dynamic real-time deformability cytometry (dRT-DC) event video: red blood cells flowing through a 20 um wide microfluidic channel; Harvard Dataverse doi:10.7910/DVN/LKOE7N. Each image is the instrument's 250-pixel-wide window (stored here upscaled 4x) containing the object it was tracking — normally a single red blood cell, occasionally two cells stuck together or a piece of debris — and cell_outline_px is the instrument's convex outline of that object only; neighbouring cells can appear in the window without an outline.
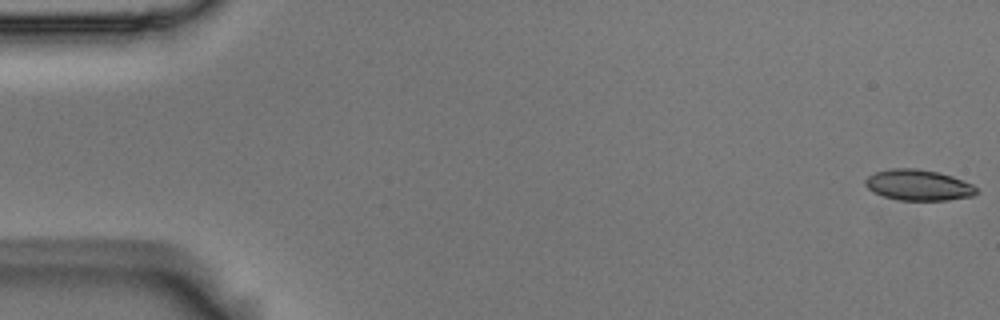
{"species": "Egyptian fruit bat (a non-hibernating species)", "species_latin": "Rousettus aegyptiacus", "temperature_condition": "room temperature", "stored_images_in_passage": 55, "camera_frame_rate_fps": 3000, "um_per_image_px": 0.085, "animal": {"sex": "male"}, "frame": {"image": 1, "passage_image": 1, "time_ms": 0.0, "image_size_px": [1000, 320], "cell_outline_px": [[976, 192], [972, 196], [948, 200], [900, 200], [884, 196], [872, 192], [864, 184], [864, 180], [868, 176], [876, 172], [892, 168], [916, 168], [936, 172], [952, 176], [972, 184], [976, 188]], "centroid_in_image_um": [78.03, 15.73], "position_along_channel_um": 7.0, "area_um2": 19.83}}
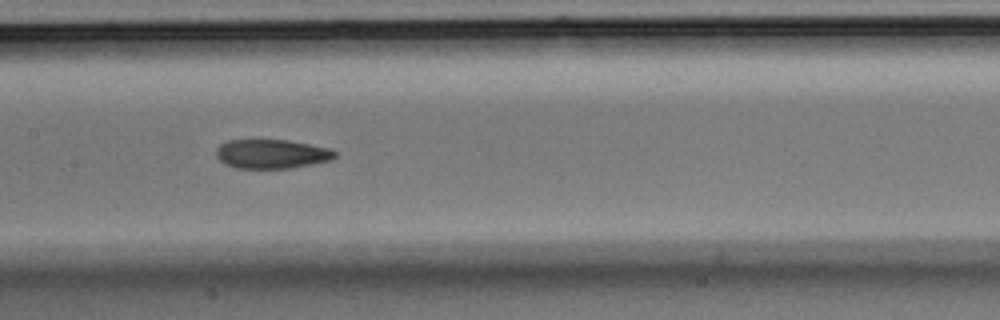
{"frame": {"image": 2, "passage_image": 27, "time_ms": 8.667, "image_size_px": [1000, 320], "cell_outline_px": [[336, 156], [332, 160], [312, 164], [288, 168], [236, 168], [224, 164], [216, 156], [216, 148], [220, 144], [228, 140], [288, 140], [328, 148], [336, 152]], "centroid_in_image_um": [23.06, 13.08], "position_along_channel_um": 184.3, "area_um2": 20.11}}
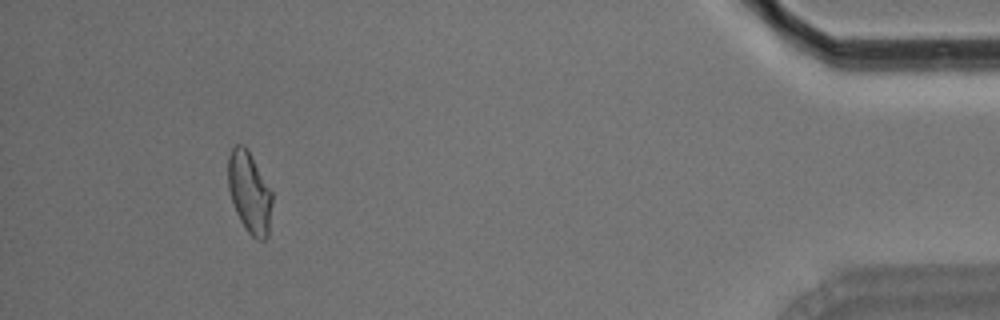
{"frame": {"image": 3, "passage_image": 51, "time_ms": 16.667, "image_size_px": [1000, 320], "cell_outline_px": [[272, 204], [268, 236], [264, 240], [256, 240], [248, 232], [240, 220], [236, 212], [228, 188], [228, 156], [232, 148], [236, 144], [244, 144], [248, 148], [272, 192]], "centroid_in_image_um": [21.2, 16.34], "position_along_channel_um": 414.0, "area_um2": 20.98}, "authors_computed_cell_mechanics": {"area_um2": 20.7502, "velocity_mm_per_s": 3.6715, "shape_relaxation_time_tau1_ms": null, "shape_relaxation_time_tau2_ms": 2.8128, "deformation_change_tau1": null, "deformation_change_tau2": 0.0926}}